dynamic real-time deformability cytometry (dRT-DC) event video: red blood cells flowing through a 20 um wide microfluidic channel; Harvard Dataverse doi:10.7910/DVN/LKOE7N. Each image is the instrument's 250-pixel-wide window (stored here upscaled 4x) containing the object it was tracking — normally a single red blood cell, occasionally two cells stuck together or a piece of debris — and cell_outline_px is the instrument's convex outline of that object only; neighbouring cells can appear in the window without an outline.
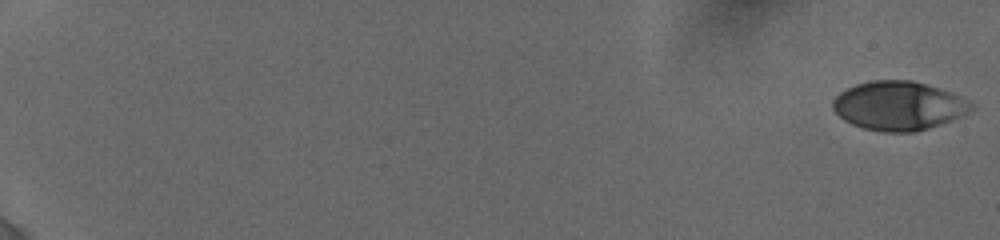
{"species": "human", "species_latin": "Homo sapiens", "temperature_condition": "cold", "stored_images_in_passage": 31, "camera_frame_rate_fps": 3000, "um_per_image_px": 0.085, "donor": {"sex": "female"}, "frame": {"image": 1, "passage_image": 1, "time_ms": 0.0, "image_size_px": [1000, 240], "cell_outline_px": [[976, 108], [972, 112], [964, 116], [916, 132], [880, 132], [864, 128], [852, 124], [844, 120], [832, 108], [832, 100], [840, 92], [856, 84], [872, 80], [912, 80], [952, 92], [976, 104]], "centroid_in_image_um": [76.43, 8.99], "position_along_channel_um": 8.6, "area_um2": 39.82}}
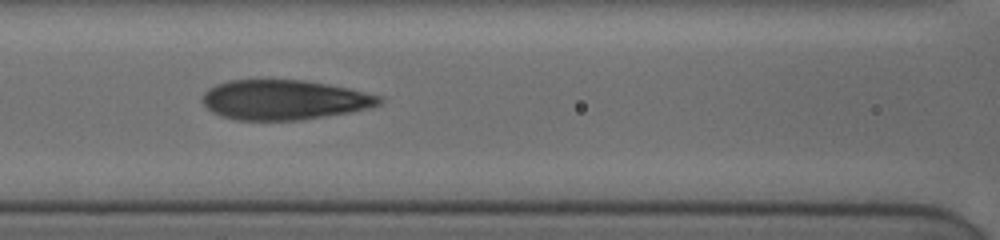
{"frame": {"image": 2, "passage_image": 17, "time_ms": 9.333, "image_size_px": [1000, 240], "cell_outline_px": [[384, 100], [380, 104], [372, 108], [300, 120], [236, 120], [220, 116], [212, 112], [200, 100], [204, 92], [208, 88], [216, 84], [228, 80], [304, 80], [328, 84], [348, 88], [380, 96]], "centroid_in_image_um": [24.12, 8.48], "position_along_channel_um": 142.5, "area_um2": 41.15}}
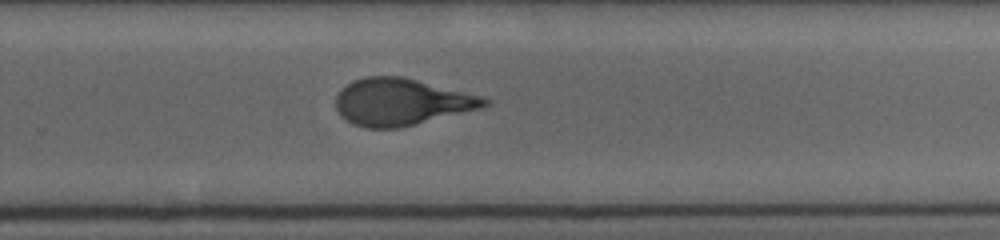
{"frame": {"image": 3, "passage_image": 31, "time_ms": 13.333, "image_size_px": [1000, 240], "cell_outline_px": [[488, 104], [484, 108], [400, 128], [364, 128], [352, 124], [340, 116], [336, 108], [336, 96], [340, 88], [352, 80], [364, 76], [400, 76], [480, 96], [488, 100]], "centroid_in_image_um": [34.05, 8.68], "position_along_channel_um": 295.7, "area_um2": 40.69}}